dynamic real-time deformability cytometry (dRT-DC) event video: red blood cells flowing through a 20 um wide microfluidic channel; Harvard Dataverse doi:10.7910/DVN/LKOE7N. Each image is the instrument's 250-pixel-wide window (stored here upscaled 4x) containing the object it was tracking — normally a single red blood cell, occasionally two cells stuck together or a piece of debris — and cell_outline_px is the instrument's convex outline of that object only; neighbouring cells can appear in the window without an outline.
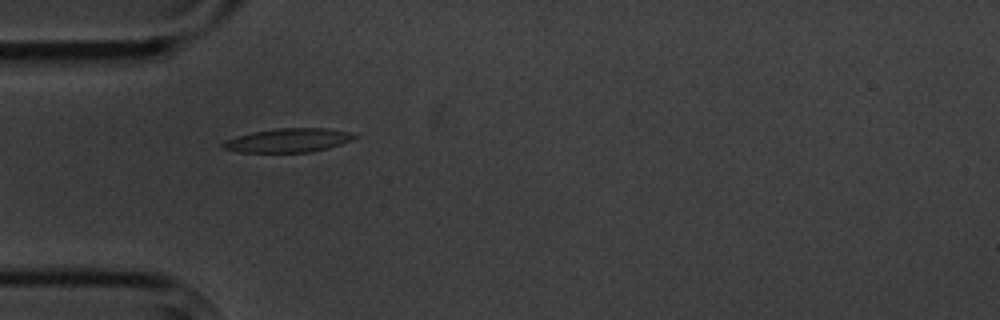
{"species": "common noctule bat (a hibernating species)", "species_latin": "Nyctalus noctula", "temperature_condition": "cold", "stored_images_in_passage": 3, "camera_frame_rate_fps": 3000, "um_per_image_px": 0.085, "animal": {"sex": "male", "body_mass_g": 20.1, "forearm_length_mm": 53.5}, "frame": {"image": 1, "passage_image": 1, "time_ms": 0.0, "image_size_px": [1000, 320], "cell_outline_px": [[360, 136], [352, 140], [328, 148], [312, 152], [240, 152], [220, 148], [220, 144], [224, 140], [236, 136], [252, 132], [276, 128], [328, 128], [352, 132]], "centroid_in_image_um": [24.49, 11.92], "position_along_channel_um": 60.5, "area_um2": 18.55}}
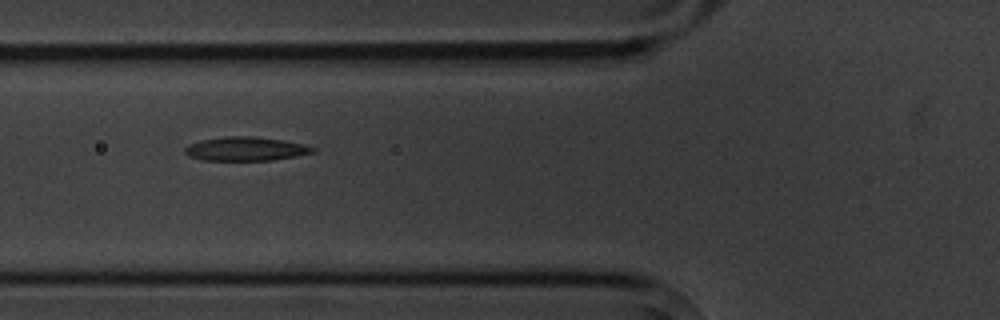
{"frame": {"image": 2, "passage_image": 2, "time_ms": 1.333, "image_size_px": [1000, 320], "cell_outline_px": [[316, 152], [296, 156], [272, 160], [204, 160], [188, 156], [184, 152], [184, 148], [188, 144], [200, 140], [224, 136], [252, 136], [284, 140], [304, 144], [316, 148]], "centroid_in_image_um": [20.88, 12.64], "position_along_channel_um": 104.9, "area_um2": 17.92}}
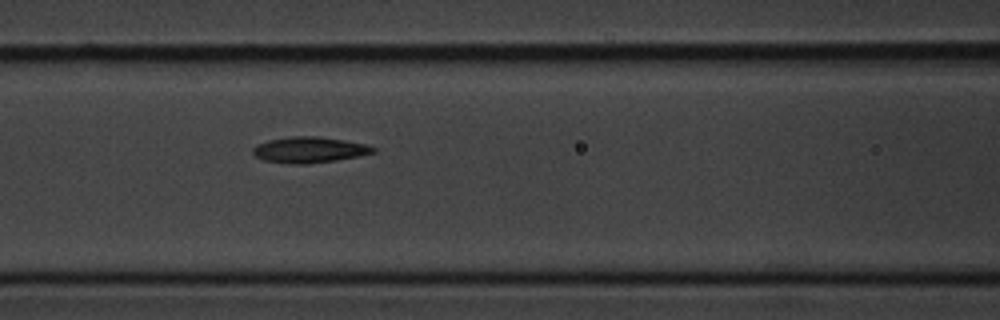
{"frame": {"image": 3, "passage_image": 3, "time_ms": 2.333, "image_size_px": [1000, 320], "cell_outline_px": [[376, 152], [360, 156], [336, 160], [308, 164], [288, 164], [264, 160], [256, 156], [252, 152], [252, 148], [256, 144], [268, 140], [288, 136], [320, 136], [368, 144], [376, 148]], "centroid_in_image_um": [26.3, 12.73], "position_along_channel_um": 140.3, "area_um2": 18.44}}